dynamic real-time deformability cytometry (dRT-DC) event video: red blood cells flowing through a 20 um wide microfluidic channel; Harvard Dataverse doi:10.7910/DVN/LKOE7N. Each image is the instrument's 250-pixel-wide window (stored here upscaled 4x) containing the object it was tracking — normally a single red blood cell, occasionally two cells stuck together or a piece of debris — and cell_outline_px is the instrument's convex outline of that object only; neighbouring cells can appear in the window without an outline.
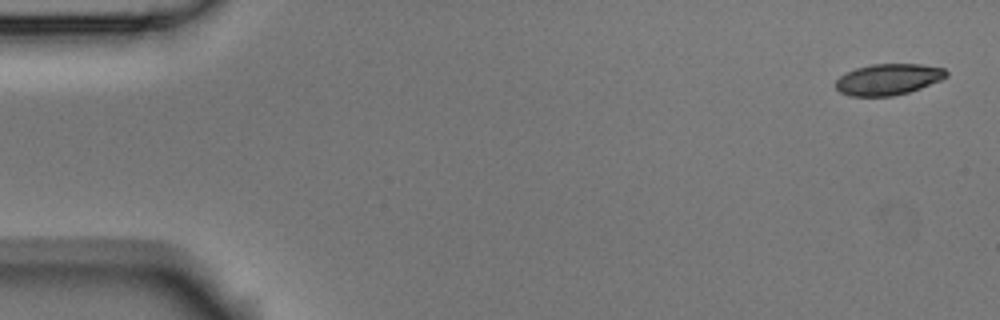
{"species": "Egyptian fruit bat (a non-hibernating species)", "species_latin": "Rousettus aegyptiacus", "temperature_condition": "room temperature", "stored_images_in_passage": 4, "camera_frame_rate_fps": 3000, "um_per_image_px": 0.085, "animal": {"sex": "male"}, "frame": {"image": 1, "passage_image": 1, "time_ms": 0.0, "image_size_px": [1000, 320], "cell_outline_px": [[948, 76], [940, 80], [920, 88], [908, 92], [892, 96], [848, 96], [840, 92], [836, 88], [836, 80], [844, 72], [856, 68], [872, 64], [920, 64], [944, 68], [948, 72]], "centroid_in_image_um": [75.48, 6.74], "position_along_channel_um": 9.5, "area_um2": 20.11}}
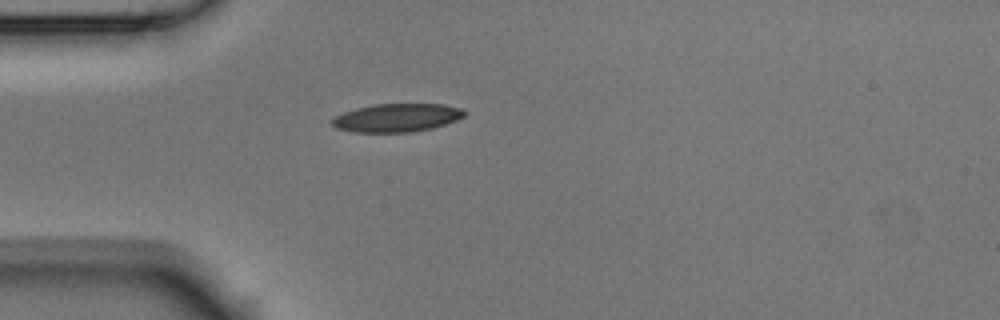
{"frame": {"image": 2, "passage_image": 4, "time_ms": 1.0, "image_size_px": [1000, 320], "cell_outline_px": [[468, 112], [464, 116], [456, 120], [432, 128], [412, 132], [352, 132], [336, 128], [332, 124], [332, 116], [356, 108], [376, 104], [440, 104], [460, 108]], "centroid_in_image_um": [33.7, 10.01], "position_along_channel_um": 51.3, "area_um2": 21.79}}